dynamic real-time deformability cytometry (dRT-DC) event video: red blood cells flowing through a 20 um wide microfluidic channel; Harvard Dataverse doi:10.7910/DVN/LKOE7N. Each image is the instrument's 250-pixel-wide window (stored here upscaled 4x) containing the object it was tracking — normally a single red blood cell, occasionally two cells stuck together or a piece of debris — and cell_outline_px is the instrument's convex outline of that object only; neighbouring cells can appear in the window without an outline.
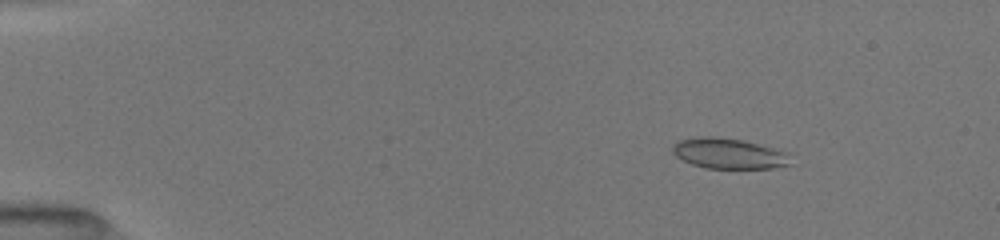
{"species": "common noctule bat (a hibernating species)", "species_latin": "Nyctalus noctula", "temperature_condition": "room temperature", "stored_images_in_passage": 26, "camera_frame_rate_fps": 3000, "um_per_image_px": 0.085, "animal": {"sex": "female", "body_mass_g": 19.5, "forearm_length_mm": 54.1}, "frame": {"image": 1, "passage_image": 12, "time_ms": 2.333, "image_size_px": [1000, 240], "cell_outline_px": [[788, 164], [772, 168], [704, 168], [692, 164], [676, 156], [672, 152], [672, 148], [680, 140], [708, 136], [740, 140], [772, 148], [780, 152]], "centroid_in_image_um": [61.8, 13.06], "position_along_channel_um": 23.2, "area_um2": 19.83}}
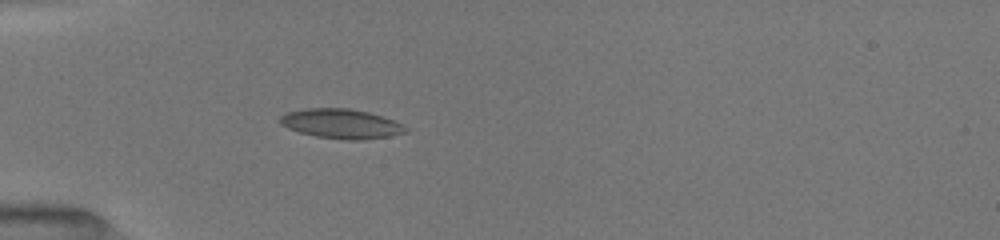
{"frame": {"image": 2, "passage_image": 23, "time_ms": 5.333, "image_size_px": [1000, 240], "cell_outline_px": [[408, 128], [404, 132], [388, 136], [360, 140], [344, 140], [316, 136], [300, 132], [288, 128], [280, 124], [280, 116], [288, 112], [308, 108], [348, 108], [368, 112], [392, 120]], "centroid_in_image_um": [28.96, 10.52], "position_along_channel_um": 56.0, "area_um2": 21.27}}
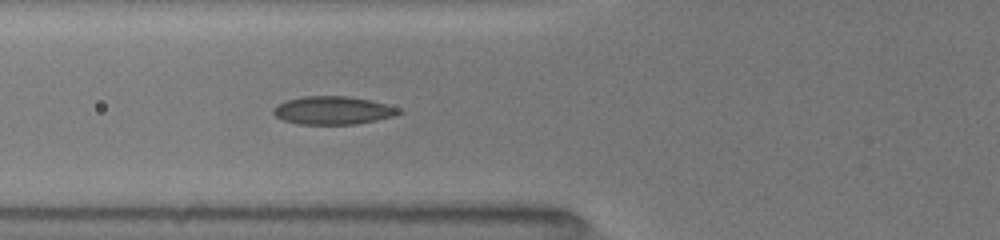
{"frame": {"image": 3, "passage_image": 26, "time_ms": 6.667, "image_size_px": [1000, 240], "cell_outline_px": [[404, 112], [392, 116], [376, 120], [356, 124], [300, 124], [284, 120], [276, 116], [272, 112], [272, 108], [276, 104], [284, 100], [304, 96], [348, 96], [368, 100], [400, 108]], "centroid_in_image_um": [28.26, 9.38], "position_along_channel_um": 97.5, "area_um2": 20.52}}